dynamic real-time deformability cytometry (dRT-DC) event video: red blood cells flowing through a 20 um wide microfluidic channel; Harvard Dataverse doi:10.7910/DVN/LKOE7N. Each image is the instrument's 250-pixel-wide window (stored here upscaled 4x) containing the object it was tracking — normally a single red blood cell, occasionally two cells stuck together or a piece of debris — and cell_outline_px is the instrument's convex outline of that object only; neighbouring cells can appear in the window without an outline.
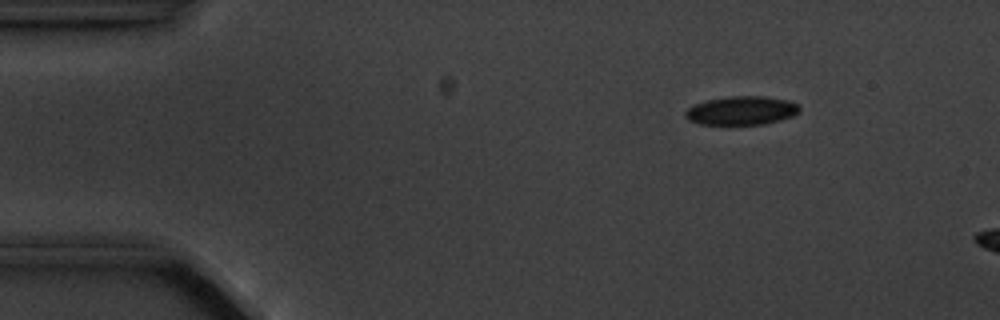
{"species": "common noctule bat (a hibernating species)", "species_latin": "Nyctalus noctula", "temperature_condition": "cold", "stored_images_in_passage": 5, "camera_frame_rate_fps": 3000, "um_per_image_px": 0.085, "animal": {"sex": "male", "body_mass_g": 20.1, "forearm_length_mm": 53.5}, "frame": {"image": 1, "passage_image": 3, "time_ms": 2.0, "image_size_px": [1000, 320], "cell_outline_px": [[800, 112], [792, 116], [780, 120], [764, 124], [700, 124], [688, 120], [684, 116], [684, 112], [688, 108], [696, 104], [708, 100], [728, 96], [764, 96], [788, 100], [800, 104]], "centroid_in_image_um": [63.05, 9.39], "position_along_channel_um": 21.9, "area_um2": 19.13}}